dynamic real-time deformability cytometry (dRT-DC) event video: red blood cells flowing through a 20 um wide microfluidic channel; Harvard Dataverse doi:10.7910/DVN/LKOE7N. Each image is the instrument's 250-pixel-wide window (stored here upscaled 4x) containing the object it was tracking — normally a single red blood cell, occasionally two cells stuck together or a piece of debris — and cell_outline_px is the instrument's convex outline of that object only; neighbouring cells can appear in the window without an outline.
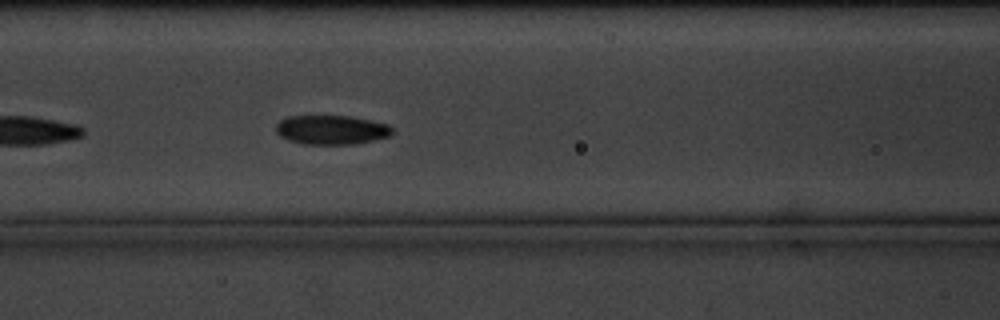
{"species": "common noctule bat (a hibernating species)", "species_latin": "Nyctalus noctula", "temperature_condition": "cold", "stored_images_in_passage": 7, "camera_frame_rate_fps": 3000, "um_per_image_px": 0.085, "animal": {"sex": "male", "body_mass_g": 20.1, "forearm_length_mm": 53.5}, "frame": {"image": 1, "passage_image": 7, "time_ms": 8.0, "image_size_px": [1000, 320], "cell_outline_px": [[392, 136], [352, 144], [304, 144], [288, 140], [280, 136], [276, 132], [276, 124], [280, 120], [288, 116], [348, 116], [372, 120], [388, 124], [392, 128]], "centroid_in_image_um": [28.17, 11.03], "position_along_channel_um": 138.4, "area_um2": 19.83}}